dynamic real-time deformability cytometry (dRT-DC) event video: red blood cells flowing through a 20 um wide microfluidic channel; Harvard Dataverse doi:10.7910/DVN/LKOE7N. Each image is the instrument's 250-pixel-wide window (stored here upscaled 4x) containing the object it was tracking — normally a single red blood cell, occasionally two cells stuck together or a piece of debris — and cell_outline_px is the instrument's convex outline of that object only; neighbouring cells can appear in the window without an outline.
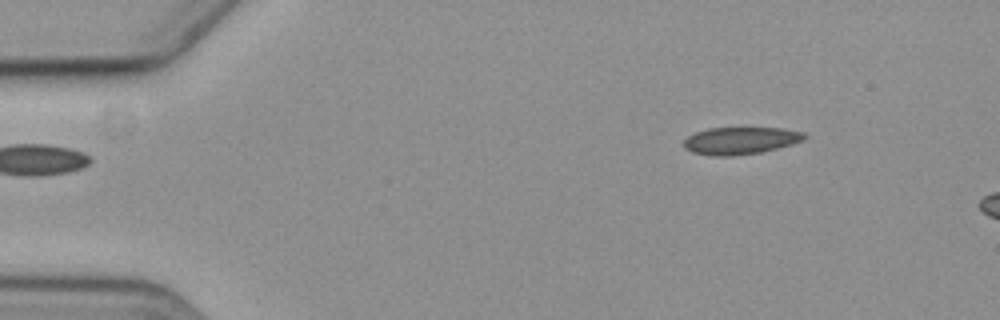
{"species": "common noctule bat (a hibernating species)", "species_latin": "Nyctalus noctula", "temperature_condition": "cold", "stored_images_in_passage": 2, "camera_frame_rate_fps": 3000, "um_per_image_px": 0.085, "animal": {"sex": "female", "body_mass_g": 19.3, "forearm_length_mm": 54.1}, "frame": {"image": 1, "passage_image": 1, "time_ms": 0.0, "image_size_px": [1000, 320], "cell_outline_px": [[808, 136], [804, 140], [792, 144], [760, 152], [732, 156], [712, 156], [692, 152], [684, 148], [684, 140], [688, 136], [696, 132], [708, 128], [784, 128], [804, 132]], "centroid_in_image_um": [62.95, 11.95], "position_along_channel_um": 22.1, "area_um2": 19.19}}